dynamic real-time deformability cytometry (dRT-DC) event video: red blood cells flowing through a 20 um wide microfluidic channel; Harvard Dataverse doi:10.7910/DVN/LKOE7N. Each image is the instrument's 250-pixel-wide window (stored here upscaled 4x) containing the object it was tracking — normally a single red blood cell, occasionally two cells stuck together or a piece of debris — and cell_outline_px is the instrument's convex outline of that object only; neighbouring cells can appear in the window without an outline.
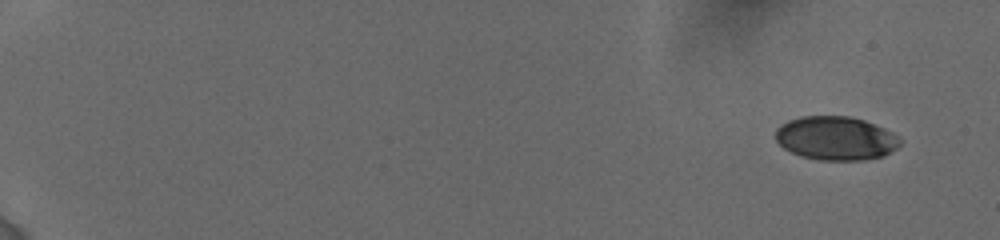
{"species": "human", "species_latin": "Homo sapiens", "temperature_condition": "cold", "stored_images_in_passage": 8, "camera_frame_rate_fps": 3000, "um_per_image_px": 0.085, "donor": {"sex": "female"}, "frame": {"image": 1, "passage_image": 1, "time_ms": 0.0, "image_size_px": [1000, 240], "cell_outline_px": [[900, 144], [896, 148], [884, 156], [864, 160], [820, 160], [800, 156], [784, 148], [776, 140], [776, 128], [780, 124], [788, 120], [800, 116], [848, 116], [864, 120], [884, 128], [900, 136]], "centroid_in_image_um": [71.04, 11.75], "position_along_channel_um": 14.0, "area_um2": 31.85}}
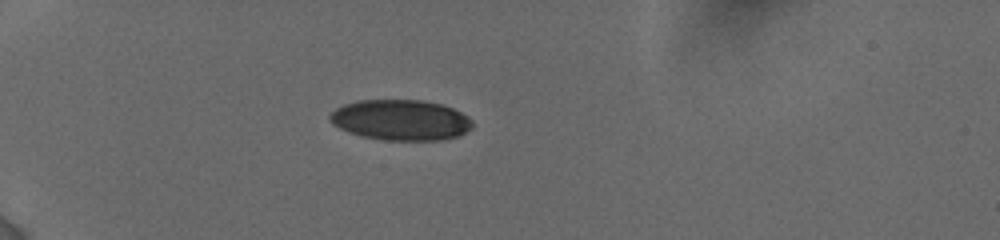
{"frame": {"image": 2, "passage_image": 6, "time_ms": 5.0, "image_size_px": [1000, 240], "cell_outline_px": [[472, 128], [460, 136], [444, 140], [384, 140], [360, 136], [348, 132], [332, 124], [328, 120], [328, 116], [336, 108], [344, 104], [356, 100], [420, 100], [440, 104], [452, 108], [468, 116], [472, 120]], "centroid_in_image_um": [34.05, 10.21], "position_along_channel_um": 51.0, "area_um2": 33.99}}
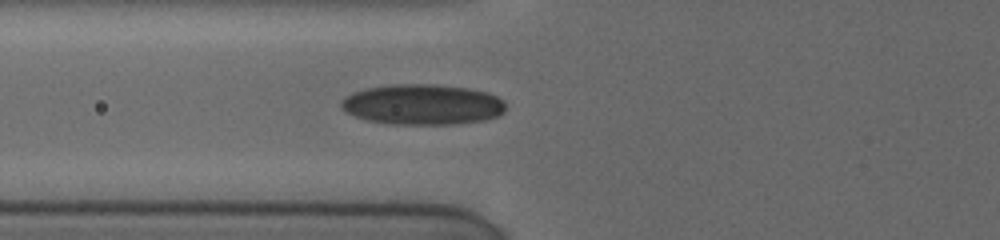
{"frame": {"image": 3, "passage_image": 8, "time_ms": 7.0, "image_size_px": [1000, 240], "cell_outline_px": [[504, 112], [496, 116], [484, 120], [452, 124], [396, 124], [368, 120], [356, 116], [340, 108], [340, 100], [344, 96], [352, 92], [364, 88], [388, 84], [436, 84], [468, 88], [488, 92], [504, 100]], "centroid_in_image_um": [35.88, 8.86], "position_along_channel_um": 89.9, "area_um2": 38.96}}